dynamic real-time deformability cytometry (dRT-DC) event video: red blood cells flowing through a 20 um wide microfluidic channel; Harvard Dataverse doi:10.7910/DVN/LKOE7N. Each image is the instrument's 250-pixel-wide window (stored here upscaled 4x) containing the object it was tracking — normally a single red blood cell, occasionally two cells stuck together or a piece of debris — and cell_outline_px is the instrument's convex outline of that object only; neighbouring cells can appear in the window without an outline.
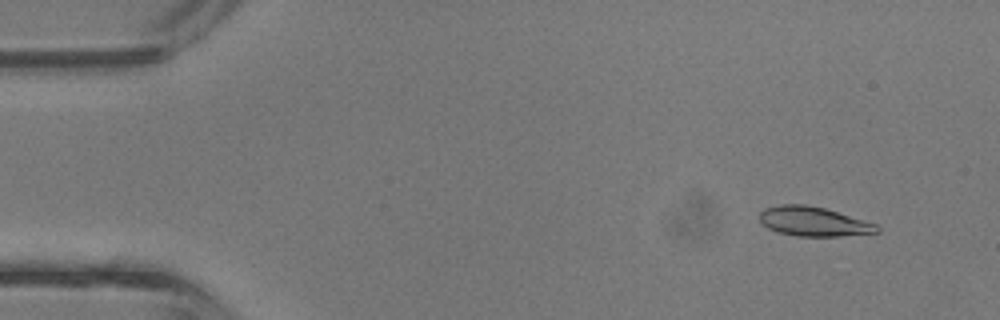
{"species": "common noctule bat (a hibernating species)", "species_latin": "Nyctalus noctula", "temperature_condition": "room temperature", "stored_images_in_passage": 43, "camera_frame_rate_fps": 3000, "um_per_image_px": 0.085, "animal": {"sex": "male", "body_mass_g": 13.3}, "frame": {"image": 1, "passage_image": 4, "time_ms": 1.0, "image_size_px": [1000, 320], "cell_outline_px": [[880, 232], [840, 236], [796, 236], [776, 232], [768, 228], [760, 220], [760, 212], [764, 208], [780, 204], [804, 204], [824, 208], [876, 224], [880, 228]], "centroid_in_image_um": [69.12, 18.83], "position_along_channel_um": 15.9, "area_um2": 20.0}}
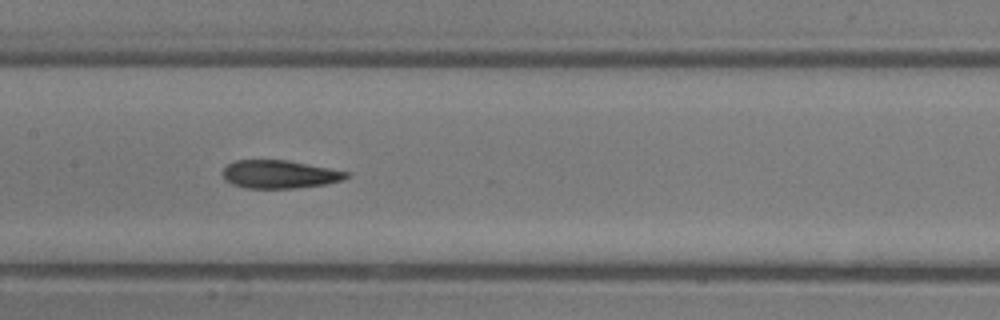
{"frame": {"image": 2, "passage_image": 21, "time_ms": 6.667, "image_size_px": [1000, 320], "cell_outline_px": [[348, 176], [344, 180], [328, 184], [296, 188], [244, 188], [232, 184], [224, 180], [224, 168], [228, 164], [236, 160], [288, 160], [348, 172]], "centroid_in_image_um": [23.76, 14.82], "position_along_channel_um": 183.6, "area_um2": 20.23}}
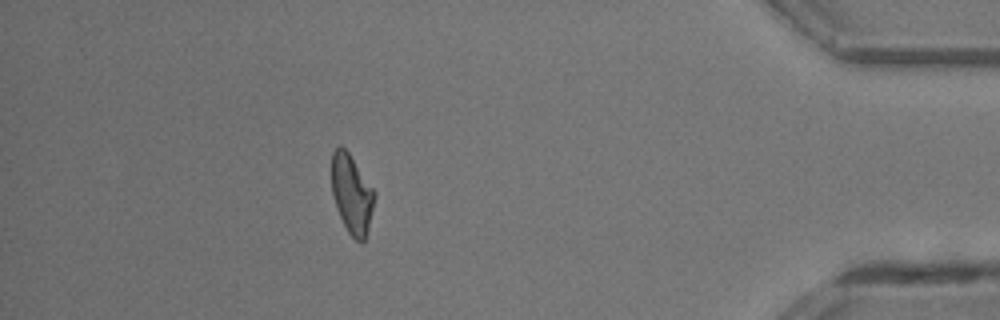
{"frame": {"image": 3, "passage_image": 38, "time_ms": 12.333, "image_size_px": [1000, 320], "cell_outline_px": [[376, 196], [368, 228], [364, 240], [360, 244], [348, 232], [336, 208], [332, 192], [332, 152], [340, 144], [348, 152], [376, 192]], "centroid_in_image_um": [29.9, 16.49], "position_along_channel_um": 405.3, "area_um2": 19.59}, "authors_computed_cell_mechanics": {"area_um2": 20.3456, "velocity_mm_per_s": 4.8237, "shape_relaxation_time_tau1_ms": 3.1503, "shape_relaxation_time_tau2_ms": 1.4447, "deformation_change_tau1": 0.1597, "deformation_change_tau2": 0.102}}